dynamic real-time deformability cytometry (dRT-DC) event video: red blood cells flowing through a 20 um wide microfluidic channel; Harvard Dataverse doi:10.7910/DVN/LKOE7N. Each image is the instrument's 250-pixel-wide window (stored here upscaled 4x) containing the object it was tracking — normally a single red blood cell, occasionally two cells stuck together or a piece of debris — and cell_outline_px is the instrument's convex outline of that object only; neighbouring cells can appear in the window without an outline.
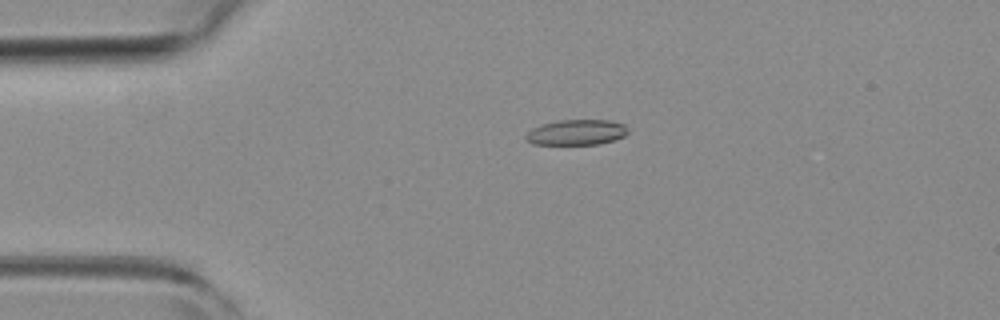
{"species": "common noctule bat (a hibernating species)", "species_latin": "Nyctalus noctula", "temperature_condition": "room temperature", "stored_images_in_passage": 3, "camera_frame_rate_fps": 3000, "um_per_image_px": 0.085, "animal": {"sex": "female", "body_mass_g": 19.3, "forearm_length_mm": 54.1}, "frame": {"image": 1, "passage_image": 2, "time_ms": 0.333, "image_size_px": [1000, 320], "cell_outline_px": [[628, 132], [624, 136], [616, 140], [600, 144], [532, 144], [524, 136], [532, 128], [556, 120], [612, 120], [624, 124], [628, 128]], "centroid_in_image_um": [49.05, 11.24], "position_along_channel_um": 36.0, "area_um2": 15.2}}